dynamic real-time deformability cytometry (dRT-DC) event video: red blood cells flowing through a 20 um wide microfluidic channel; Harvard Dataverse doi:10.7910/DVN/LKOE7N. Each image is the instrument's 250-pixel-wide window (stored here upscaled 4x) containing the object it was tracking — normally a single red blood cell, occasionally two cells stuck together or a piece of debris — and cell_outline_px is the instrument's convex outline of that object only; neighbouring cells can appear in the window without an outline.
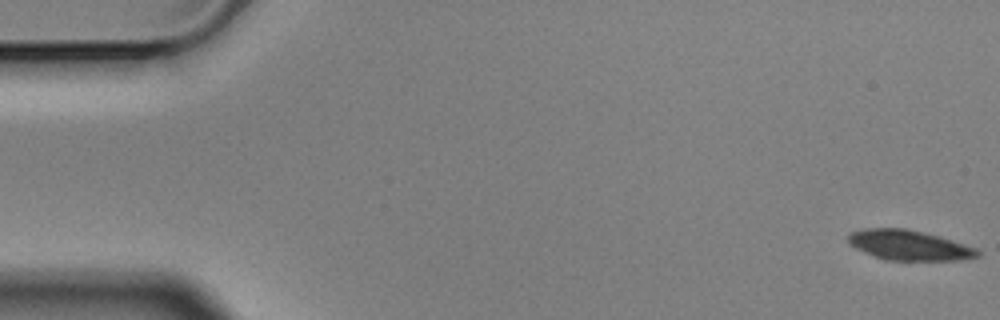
{"species": "Egyptian fruit bat (a non-hibernating species)", "species_latin": "Rousettus aegyptiacus", "temperature_condition": "cold", "stored_images_in_passage": 5, "camera_frame_rate_fps": 3000, "um_per_image_px": 0.085, "animal": {"sex": "male"}, "frame": {"image": 1, "passage_image": 1, "time_ms": 0.0, "image_size_px": [1000, 320], "cell_outline_px": [[980, 256], [964, 260], [892, 260], [872, 256], [848, 244], [848, 236], [852, 232], [864, 228], [908, 228], [940, 236], [976, 248], [980, 252]], "centroid_in_image_um": [77.28, 20.84], "position_along_channel_um": 7.7, "area_um2": 22.72}}
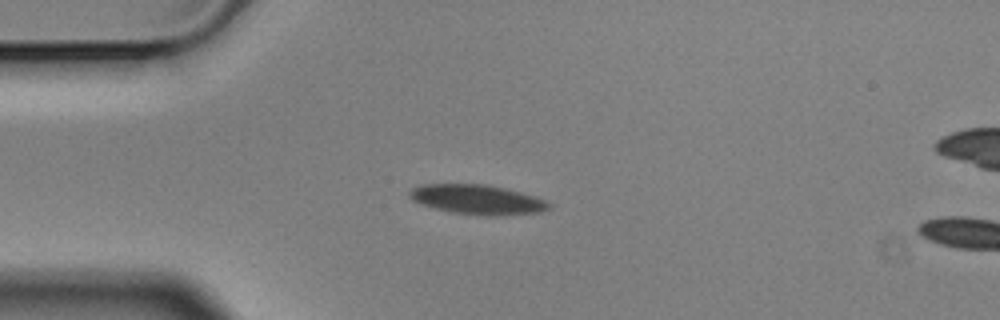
{"frame": {"image": 2, "passage_image": 4, "time_ms": 1.0, "image_size_px": [1000, 320], "cell_outline_px": [[552, 208], [540, 212], [500, 216], [484, 216], [452, 212], [420, 204], [412, 200], [408, 196], [408, 192], [412, 188], [424, 184], [484, 184], [504, 188], [520, 192], [544, 200], [552, 204]], "centroid_in_image_um": [40.57, 16.97], "position_along_channel_um": 44.4, "area_um2": 24.1}}